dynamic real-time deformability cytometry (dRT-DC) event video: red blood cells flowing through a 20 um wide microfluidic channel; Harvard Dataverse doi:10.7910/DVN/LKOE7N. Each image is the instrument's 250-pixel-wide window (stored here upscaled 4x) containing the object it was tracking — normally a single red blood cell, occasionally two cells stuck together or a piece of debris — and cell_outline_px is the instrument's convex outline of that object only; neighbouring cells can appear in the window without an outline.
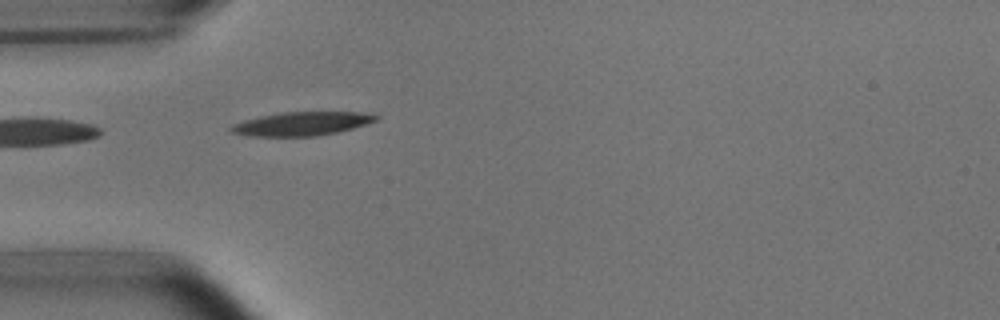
{"species": "common noctule bat (a hibernating species)", "species_latin": "Nyctalus noctula", "temperature_condition": "room temperature", "stored_images_in_passage": 5, "camera_frame_rate_fps": 3000, "um_per_image_px": 0.085, "animal": {"sex": "male", "body_mass_g": 15.6}, "frame": {"image": 1, "passage_image": 5, "time_ms": 1.333, "image_size_px": [1000, 320], "cell_outline_px": [[380, 116], [376, 120], [352, 128], [336, 132], [316, 136], [252, 136], [232, 132], [228, 128], [232, 124], [244, 120], [260, 116], [280, 112], [372, 112]], "centroid_in_image_um": [25.65, 10.5], "position_along_channel_um": 59.3, "area_um2": 19.94}}